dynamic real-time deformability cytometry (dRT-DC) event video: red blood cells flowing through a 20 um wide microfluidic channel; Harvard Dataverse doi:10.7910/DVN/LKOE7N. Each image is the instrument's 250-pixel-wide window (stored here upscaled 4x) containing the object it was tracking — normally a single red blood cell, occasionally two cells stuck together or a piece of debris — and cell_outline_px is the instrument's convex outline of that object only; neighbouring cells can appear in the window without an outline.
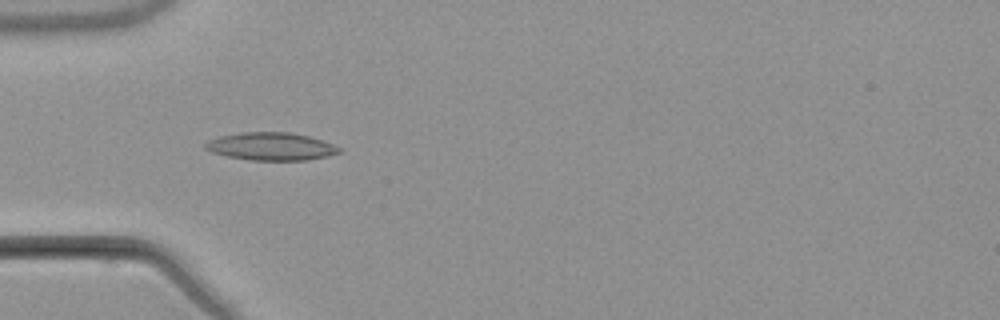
{"species": "common noctule bat (a hibernating species)", "species_latin": "Nyctalus noctula", "temperature_condition": "warm", "stored_images_in_passage": 5, "camera_frame_rate_fps": 3000, "um_per_image_px": 0.085, "animal": {"sex": "male", "body_mass_g": 21.5, "forearm_length_mm": 52.0}, "frame": {"image": 1, "passage_image": 4, "time_ms": 3.667, "image_size_px": [1000, 320], "cell_outline_px": [[340, 152], [328, 156], [308, 160], [252, 160], [228, 156], [212, 152], [204, 148], [204, 144], [208, 140], [220, 136], [240, 132], [288, 132], [308, 136], [332, 144], [340, 148]], "centroid_in_image_um": [23.01, 12.44], "position_along_channel_um": 62.0, "area_um2": 21.5}}
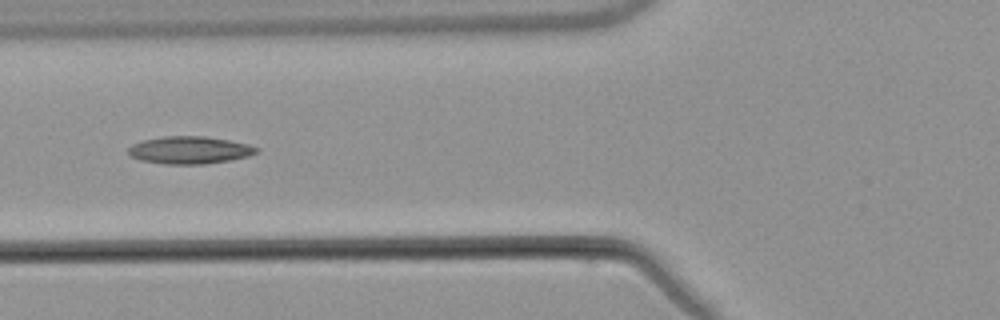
{"frame": {"image": 2, "passage_image": 5, "time_ms": 5.0, "image_size_px": [1000, 320], "cell_outline_px": [[260, 148], [256, 152], [248, 156], [228, 160], [204, 164], [164, 164], [140, 160], [132, 156], [128, 152], [128, 148], [132, 144], [144, 140], [164, 136], [204, 136], [228, 140], [248, 144]], "centroid_in_image_um": [16.1, 12.75], "position_along_channel_um": 109.7, "area_um2": 20.35}}